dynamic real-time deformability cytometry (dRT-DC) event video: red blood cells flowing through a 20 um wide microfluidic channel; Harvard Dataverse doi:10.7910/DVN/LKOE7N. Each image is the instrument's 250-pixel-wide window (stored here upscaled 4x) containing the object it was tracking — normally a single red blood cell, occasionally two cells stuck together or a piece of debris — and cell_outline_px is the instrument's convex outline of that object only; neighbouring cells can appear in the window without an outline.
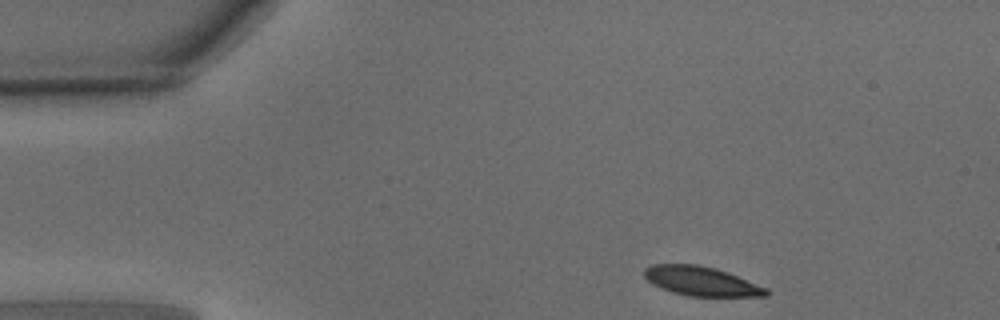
{"species": "common noctule bat (a hibernating species)", "species_latin": "Nyctalus noctula", "temperature_condition": "warm", "stored_images_in_passage": 35, "camera_frame_rate_fps": 3000, "um_per_image_px": 0.085, "animal": {"sex": "male", "body_mass_g": 15.6}, "frame": {"image": 1, "passage_image": 1, "time_ms": 0.0, "image_size_px": [1000, 320], "cell_outline_px": [[768, 296], [688, 296], [672, 292], [652, 284], [644, 276], [644, 268], [652, 264], [696, 264], [716, 268], [728, 272], [768, 288]], "centroid_in_image_um": [59.61, 23.89], "position_along_channel_um": 25.4, "area_um2": 20.81}}
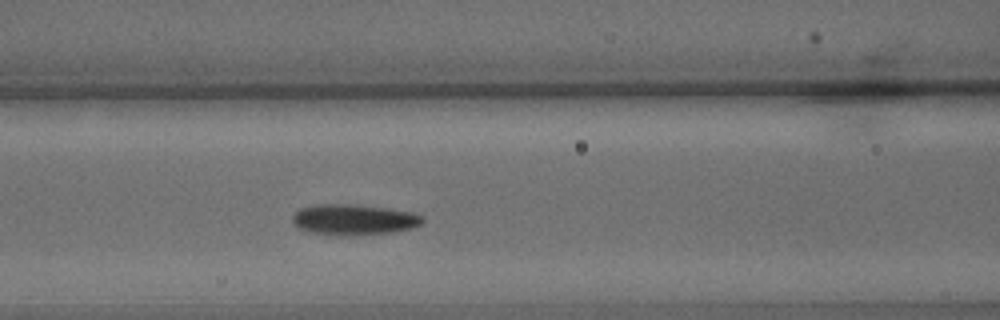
{"frame": {"image": 2, "passage_image": 14, "time_ms": 4.333, "image_size_px": [1000, 320], "cell_outline_px": [[424, 220], [420, 224], [412, 228], [392, 232], [312, 232], [300, 228], [292, 224], [292, 216], [300, 208], [316, 204], [352, 204], [388, 208], [412, 212], [424, 216]], "centroid_in_image_um": [30.1, 18.6], "position_along_channel_um": 136.5, "area_um2": 22.14}}
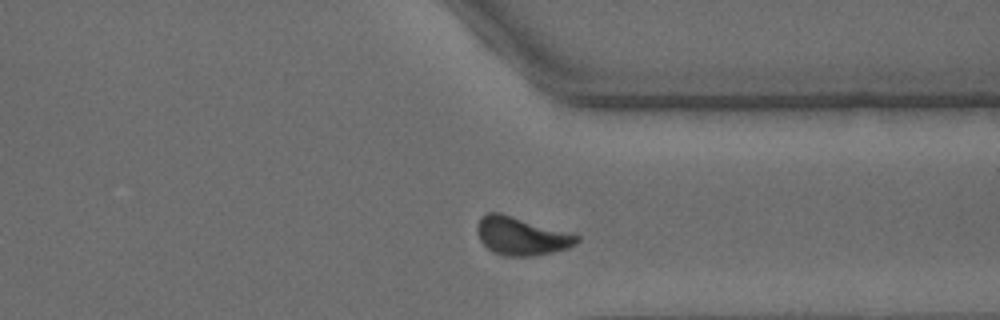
{"frame": {"image": 3, "passage_image": 31, "time_ms": 10.0, "image_size_px": [1000, 320], "cell_outline_px": [[580, 240], [576, 244], [568, 248], [552, 252], [532, 256], [504, 256], [492, 252], [480, 240], [476, 228], [476, 224], [480, 216], [488, 212], [500, 212], [572, 232], [580, 236]], "centroid_in_image_um": [44.33, 20.04], "position_along_channel_um": 367.1, "area_um2": 22.6}, "authors_computed_cell_mechanics": {"area_um2": 22.5998, "velocity_mm_per_s": 4.0806, "shape_relaxation_time_tau1_ms": 2.3966, "shape_relaxation_time_tau2_ms": 2.7703, "deformation_change_tau1": 0.1045, "deformation_change_tau2": 0.0759}}